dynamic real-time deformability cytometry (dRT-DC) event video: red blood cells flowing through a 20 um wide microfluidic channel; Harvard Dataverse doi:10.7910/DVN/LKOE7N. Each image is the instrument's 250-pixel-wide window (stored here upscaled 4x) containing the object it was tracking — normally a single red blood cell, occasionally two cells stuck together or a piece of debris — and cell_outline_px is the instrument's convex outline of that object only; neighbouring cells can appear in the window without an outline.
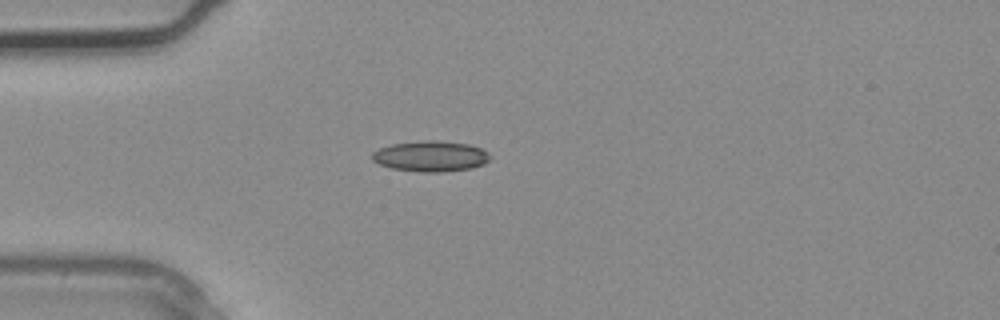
{"species": "common noctule bat (a hibernating species)", "species_latin": "Nyctalus noctula", "temperature_condition": "warm", "stored_images_in_passage": 2, "camera_frame_rate_fps": 3000, "um_per_image_px": 0.085, "animal": {"sex": "male", "body_mass_g": 20.4}, "frame": {"image": 1, "passage_image": 2, "time_ms": 0.333, "image_size_px": [1000, 320], "cell_outline_px": [[492, 160], [484, 164], [472, 168], [440, 172], [420, 172], [392, 168], [380, 164], [372, 160], [372, 152], [380, 148], [392, 144], [424, 140], [436, 140], [468, 144], [480, 148], [488, 152], [492, 156]], "centroid_in_image_um": [36.65, 13.28], "position_along_channel_um": 48.4, "area_um2": 21.15}}